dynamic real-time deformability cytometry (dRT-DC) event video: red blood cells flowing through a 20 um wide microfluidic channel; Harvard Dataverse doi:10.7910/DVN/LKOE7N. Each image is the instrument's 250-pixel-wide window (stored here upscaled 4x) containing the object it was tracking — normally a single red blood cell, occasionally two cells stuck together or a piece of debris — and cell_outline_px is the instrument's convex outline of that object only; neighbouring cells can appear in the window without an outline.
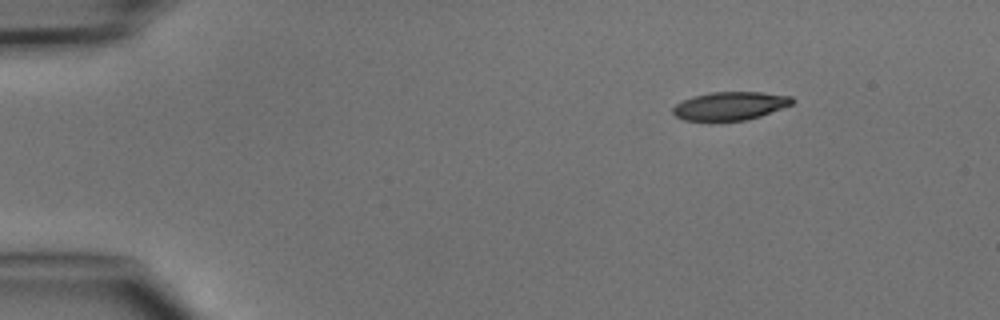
{"species": "common noctule bat (a hibernating species)", "species_latin": "Nyctalus noctula", "temperature_condition": "cold", "stored_images_in_passage": 5, "segment_of_instrument_passage": [2, 2], "camera_frame_rate_fps": 3000, "um_per_image_px": 0.085, "animal": {"sex": "male", "body_mass_g": 15.6}, "frame": {"image": 1, "passage_image": 5, "time_ms": 5.667, "image_size_px": [1000, 320], "cell_outline_px": [[796, 100], [792, 104], [760, 116], [748, 120], [708, 124], [684, 120], [676, 116], [672, 112], [672, 108], [676, 104], [692, 96], [712, 92], [760, 92], [792, 96]], "centroid_in_image_um": [62.01, 9.05], "position_along_channel_um": 23.0, "area_um2": 20.46}}